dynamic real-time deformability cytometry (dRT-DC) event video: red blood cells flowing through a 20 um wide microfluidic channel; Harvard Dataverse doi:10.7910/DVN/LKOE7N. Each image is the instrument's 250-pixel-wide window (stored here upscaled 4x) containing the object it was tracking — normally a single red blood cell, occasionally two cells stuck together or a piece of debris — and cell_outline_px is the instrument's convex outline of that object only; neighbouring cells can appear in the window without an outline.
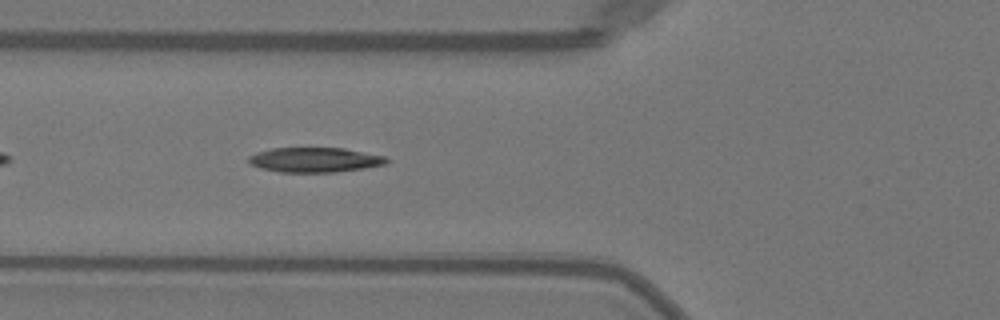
{"species": "Egyptian fruit bat (a non-hibernating species)", "species_latin": "Rousettus aegyptiacus", "temperature_condition": "warm", "stored_images_in_passage": 32, "camera_frame_rate_fps": 3000, "um_per_image_px": 0.085, "animal": {"sex": "female"}, "frame": {"image": 1, "passage_image": 5, "time_ms": 1.333, "image_size_px": [1000, 320], "cell_outline_px": [[388, 164], [364, 168], [336, 172], [280, 172], [260, 168], [252, 164], [248, 160], [248, 156], [256, 152], [272, 148], [344, 148], [384, 156], [388, 160]], "centroid_in_image_um": [26.75, 13.59], "position_along_channel_um": 99.0, "area_um2": 19.88}}
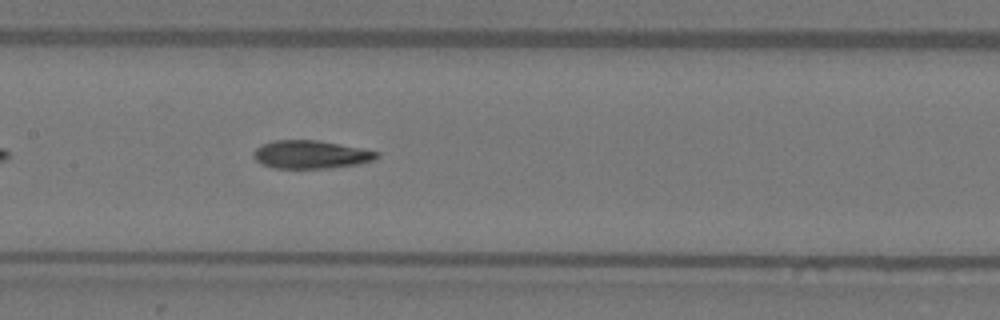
{"frame": {"image": 2, "passage_image": 11, "time_ms": 3.333, "image_size_px": [1000, 320], "cell_outline_px": [[380, 156], [372, 160], [356, 164], [328, 168], [276, 168], [260, 164], [252, 156], [252, 152], [260, 144], [272, 140], [316, 140], [340, 144], [380, 152]], "centroid_in_image_um": [26.36, 13.12], "position_along_channel_um": 181.0, "area_um2": 20.23}}
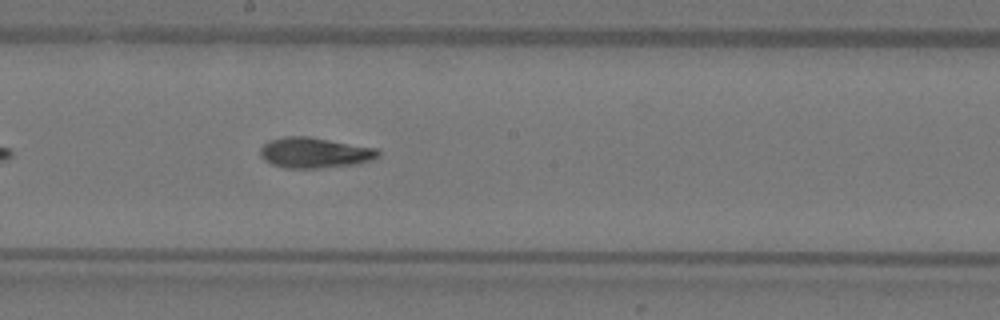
{"frame": {"image": 3, "passage_image": 14, "time_ms": 4.333, "image_size_px": [1000, 320], "cell_outline_px": [[380, 156], [372, 160], [360, 164], [320, 168], [284, 168], [272, 164], [264, 160], [260, 156], [260, 148], [268, 140], [284, 136], [308, 136], [376, 148], [380, 152]], "centroid_in_image_um": [26.74, 12.98], "position_along_channel_um": 221.5, "area_um2": 21.21}}